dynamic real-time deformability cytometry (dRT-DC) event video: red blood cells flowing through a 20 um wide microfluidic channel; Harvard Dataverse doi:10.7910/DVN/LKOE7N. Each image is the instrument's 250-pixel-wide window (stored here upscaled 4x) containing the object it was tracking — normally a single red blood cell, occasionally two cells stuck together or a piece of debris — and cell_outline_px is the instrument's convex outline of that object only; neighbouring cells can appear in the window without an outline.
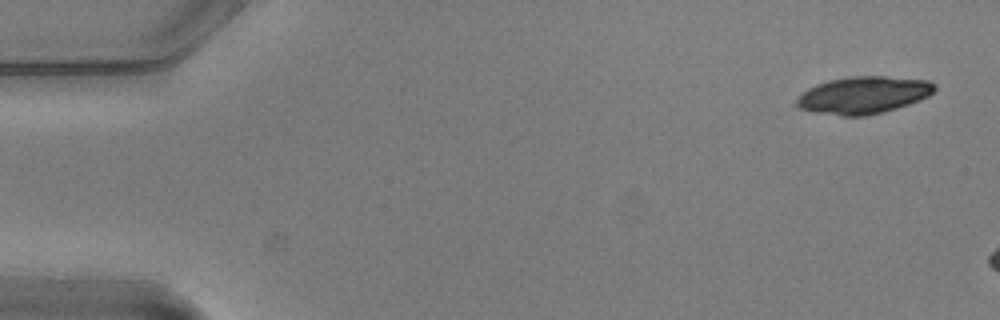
{"species": "common noctule bat (a hibernating species)", "species_latin": "Nyctalus noctula", "temperature_condition": "warm", "stored_images_in_passage": 2, "camera_frame_rate_fps": 3000, "um_per_image_px": 0.085, "animal": {"sex": "male", "body_mass_g": 20.5, "forearm_length_mm": 52.5}, "frame": {"image": 1, "passage_image": 2, "time_ms": 0.333, "image_size_px": [1000, 320], "cell_outline_px": [[936, 88], [928, 96], [920, 100], [884, 112], [864, 116], [840, 116], [812, 112], [796, 108], [792, 104], [808, 88], [816, 84], [828, 80], [852, 76], [884, 76], [928, 80], [936, 84]], "centroid_in_image_um": [73.35, 8.09], "position_along_channel_um": 11.7, "area_um2": 30.17}}